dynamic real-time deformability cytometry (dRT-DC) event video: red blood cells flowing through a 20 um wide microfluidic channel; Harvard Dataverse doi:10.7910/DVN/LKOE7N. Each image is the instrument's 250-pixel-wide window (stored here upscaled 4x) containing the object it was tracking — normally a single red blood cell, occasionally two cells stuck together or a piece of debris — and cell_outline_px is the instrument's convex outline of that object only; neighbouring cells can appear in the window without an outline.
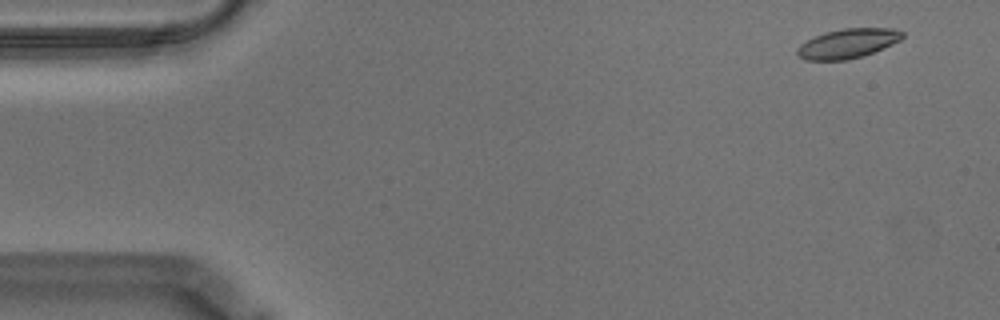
{"species": "Egyptian fruit bat (a non-hibernating species)", "species_latin": "Rousettus aegyptiacus", "temperature_condition": "warm", "stored_images_in_passage": 57, "camera_frame_rate_fps": 3000, "um_per_image_px": 0.085, "animal": {"sex": "male"}, "frame": {"image": 1, "passage_image": 3, "time_ms": 0.667, "image_size_px": [1000, 320], "cell_outline_px": [[904, 36], [900, 40], [884, 48], [848, 60], [804, 60], [796, 52], [796, 48], [800, 44], [824, 32], [844, 28], [896, 28], [904, 32]], "centroid_in_image_um": [72.07, 3.68], "position_along_channel_um": 12.9, "area_um2": 18.03}}
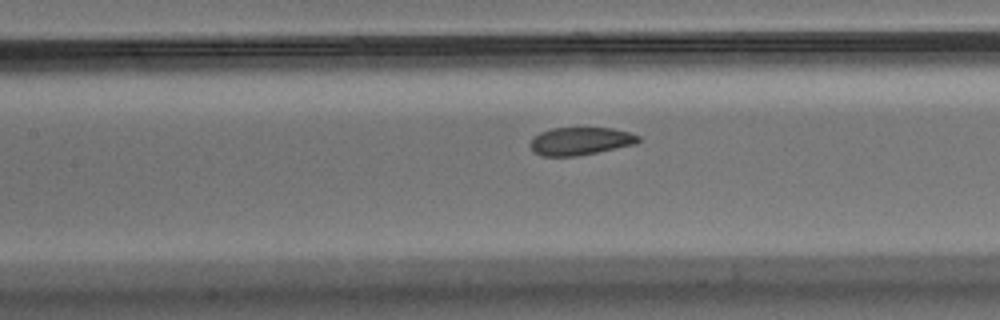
{"frame": {"image": 2, "passage_image": 25, "time_ms": 8.0, "image_size_px": [1000, 320], "cell_outline_px": [[640, 140], [636, 144], [576, 156], [540, 156], [532, 152], [528, 144], [532, 136], [540, 132], [552, 128], [612, 128], [628, 132], [640, 136]], "centroid_in_image_um": [49.26, 12.0], "position_along_channel_um": 158.1, "area_um2": 17.69}}
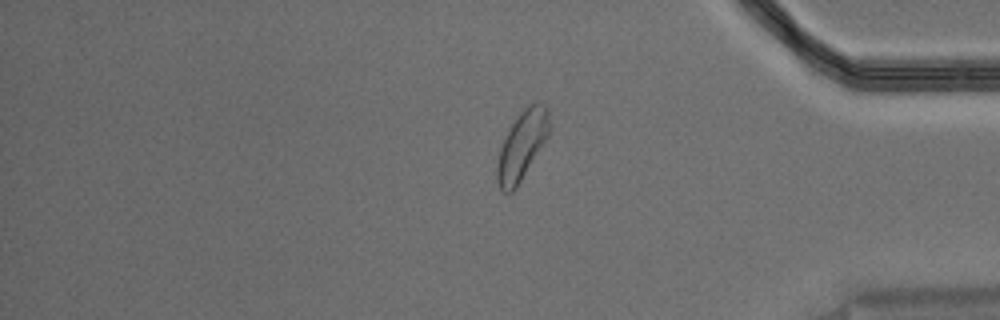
{"frame": {"image": 3, "passage_image": 47, "time_ms": 15.333, "image_size_px": [1000, 320], "cell_outline_px": [[548, 136], [516, 188], [512, 192], [500, 192], [496, 180], [496, 164], [500, 148], [512, 124], [520, 112], [528, 104], [536, 100], [544, 104], [548, 108]], "centroid_in_image_um": [44.34, 12.37], "position_along_channel_um": 390.9, "area_um2": 20.75}, "authors_computed_cell_mechanics": {"area_um2": 18.7272, "velocity_mm_per_s": 3.5075, "shape_relaxation_time_tau1_ms": 3.4799, "shape_relaxation_time_tau2_ms": 2.0278, "deformation_change_tau1": 0.1086, "deformation_change_tau2": 0.0696}}